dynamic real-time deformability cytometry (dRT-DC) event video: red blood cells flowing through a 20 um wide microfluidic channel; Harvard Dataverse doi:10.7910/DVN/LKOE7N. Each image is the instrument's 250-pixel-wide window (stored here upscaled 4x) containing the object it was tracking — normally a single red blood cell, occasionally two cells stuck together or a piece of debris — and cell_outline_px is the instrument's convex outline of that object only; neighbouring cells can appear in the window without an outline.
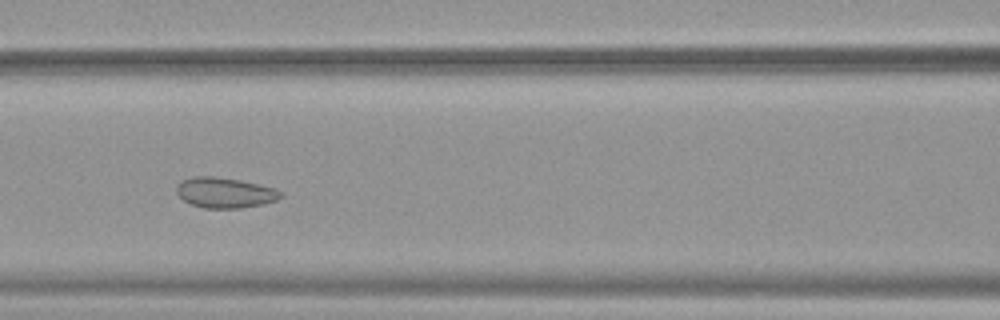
{"species": "common noctule bat (a hibernating species)", "species_latin": "Nyctalus noctula", "temperature_condition": "warm", "stored_images_in_passage": 49, "camera_frame_rate_fps": 3000, "um_per_image_px": 0.085, "animal": {"sex": "female", "body_mass_g": 19.9}, "frame": {"image": 1, "passage_image": 20, "time_ms": 6.333, "image_size_px": [1000, 320], "cell_outline_px": [[284, 196], [276, 200], [264, 204], [240, 208], [204, 208], [192, 204], [184, 200], [176, 192], [176, 188], [180, 180], [192, 176], [212, 176], [240, 180], [276, 188], [284, 192]], "centroid_in_image_um": [19.14, 16.37], "position_along_channel_um": 147.5, "area_um2": 18.61}}
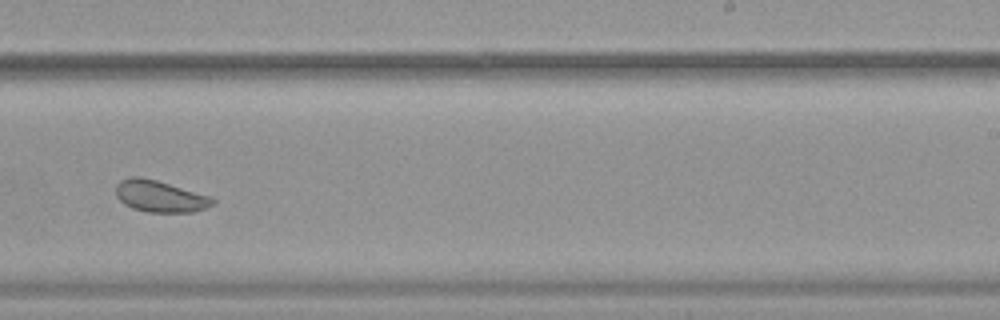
{"frame": {"image": 2, "passage_image": 30, "time_ms": 9.667, "image_size_px": [1000, 320], "cell_outline_px": [[216, 204], [208, 208], [192, 212], [148, 212], [132, 208], [124, 204], [116, 196], [116, 184], [120, 180], [132, 176], [140, 176], [156, 180], [212, 196], [216, 200]], "centroid_in_image_um": [13.63, 16.68], "position_along_channel_um": 275.4, "area_um2": 18.09}}
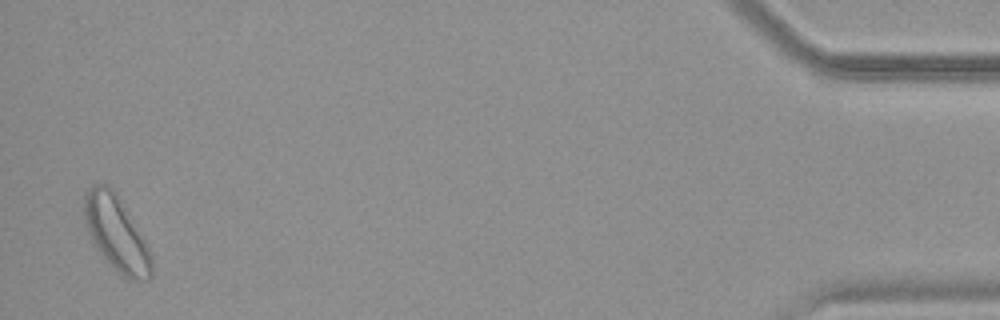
{"frame": {"image": 3, "passage_image": 48, "time_ms": 15.667, "image_size_px": [1000, 320], "cell_outline_px": [[152, 276], [148, 280], [128, 280], [112, 268], [92, 244], [88, 232], [84, 216], [84, 192], [92, 184], [108, 184], [116, 192], [148, 244], [152, 256]], "centroid_in_image_um": [9.89, 19.86], "position_along_channel_um": 425.3, "area_um2": 29.88}}